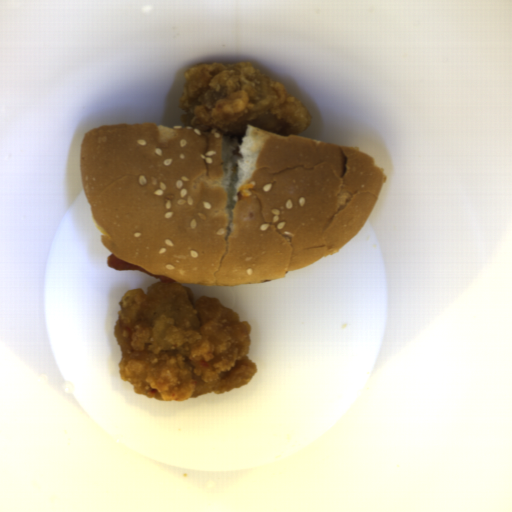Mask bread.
<instances>
[{
	"label": "bread",
	"instance_id": "8d2b1439",
	"mask_svg": "<svg viewBox=\"0 0 512 512\" xmlns=\"http://www.w3.org/2000/svg\"><path fill=\"white\" fill-rule=\"evenodd\" d=\"M101 244L178 284L278 278L340 250L374 210L385 170L360 148L245 125H103L80 146Z\"/></svg>",
	"mask_w": 512,
	"mask_h": 512
}]
</instances>
